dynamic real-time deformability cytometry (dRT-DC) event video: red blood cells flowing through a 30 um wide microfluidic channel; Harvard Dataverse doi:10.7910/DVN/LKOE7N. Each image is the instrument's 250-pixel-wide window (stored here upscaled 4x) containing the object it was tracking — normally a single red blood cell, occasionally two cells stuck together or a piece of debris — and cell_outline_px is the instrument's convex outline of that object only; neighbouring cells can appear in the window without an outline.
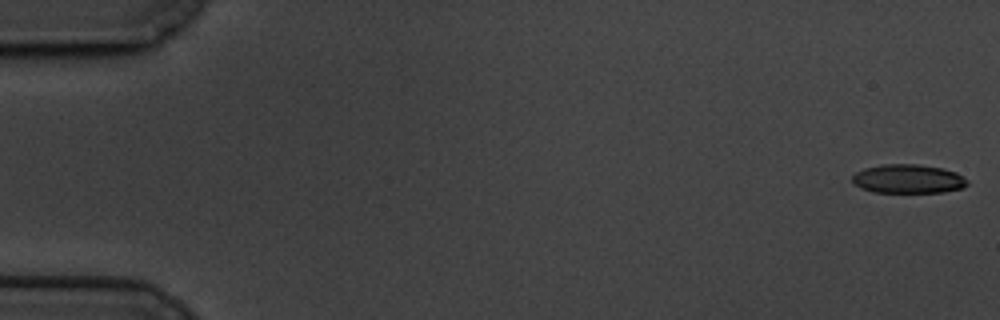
{"species": "common noctule bat (a hibernating species)", "species_latin": "Nyctalus noctula", "temperature_condition": "cold", "stored_images_in_passage": 60, "camera_frame_rate_fps": 3000, "um_per_image_px": 0.085, "animal": {"sex": "male", "body_mass_g": 19.5, "forearm_length_mm": 54.6}, "frame": {"image": 1, "passage_image": 1, "time_ms": 0.0, "image_size_px": [1000, 320], "cell_outline_px": [[968, 184], [964, 188], [944, 192], [872, 192], [860, 188], [852, 184], [852, 176], [856, 172], [864, 168], [884, 164], [916, 164], [940, 168], [956, 172], [964, 176], [968, 180]], "centroid_in_image_um": [77.19, 15.21], "position_along_channel_um": 7.8, "area_um2": 19.54}}
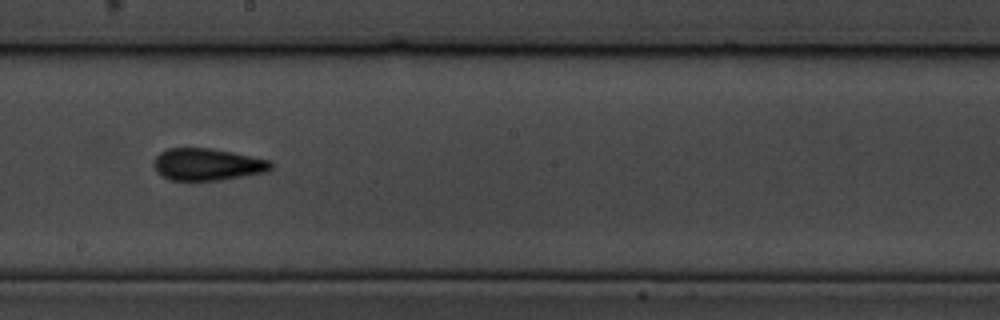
{"frame": {"image": 2, "passage_image": 34, "time_ms": 11.0, "image_size_px": [1000, 320], "cell_outline_px": [[272, 168], [268, 172], [220, 180], [168, 180], [156, 172], [152, 164], [152, 160], [160, 152], [168, 148], [208, 148], [232, 152], [268, 160], [272, 164]], "centroid_in_image_um": [17.57, 13.98], "position_along_channel_um": 230.6, "area_um2": 21.96}}
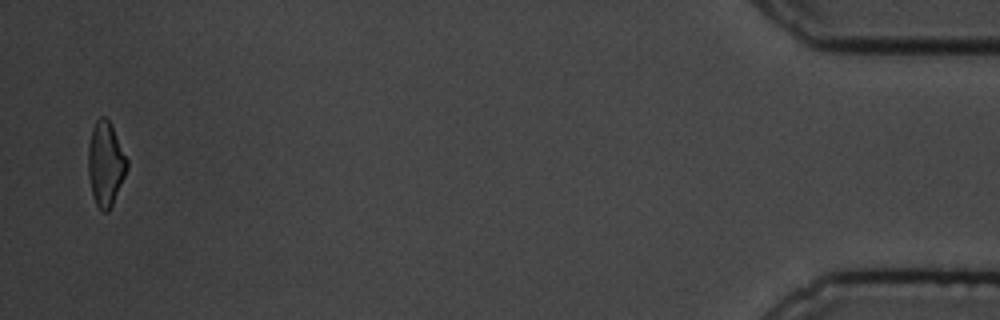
{"frame": {"image": 3, "passage_image": 59, "time_ms": 19.333, "image_size_px": [1000, 320], "cell_outline_px": [[128, 168], [112, 204], [108, 212], [100, 212], [92, 196], [88, 176], [88, 144], [92, 128], [96, 120], [100, 116], [104, 116], [112, 124], [128, 160]], "centroid_in_image_um": [8.96, 13.91], "position_along_channel_um": 426.2, "area_um2": 19.31}, "authors_computed_cell_mechanics": {"area_um2": 20.7502, "velocity_mm_per_s": 3.3486, "shape_relaxation_time_tau1_ms": 7.7684, "shape_relaxation_time_tau2_ms": 2.8333, "deformation_change_tau1": 0.1979, "deformation_change_tau2": 0.1265}}